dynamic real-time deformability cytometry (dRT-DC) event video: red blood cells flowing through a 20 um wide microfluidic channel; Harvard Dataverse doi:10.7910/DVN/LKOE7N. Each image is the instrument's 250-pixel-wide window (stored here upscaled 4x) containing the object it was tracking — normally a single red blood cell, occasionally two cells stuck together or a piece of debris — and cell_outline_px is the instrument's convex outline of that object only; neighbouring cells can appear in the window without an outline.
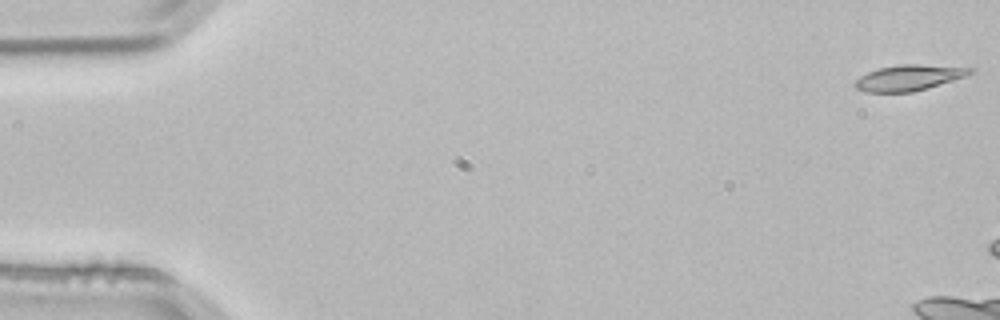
{"species": "common noctule bat (a hibernating species)", "species_latin": "Nyctalus noctula", "temperature_condition": "room temperature", "stored_images_in_passage": 3, "camera_frame_rate_fps": 3000, "um_per_image_px": 0.085, "animal": {"sex": "male", "body_mass_g": 21.5, "forearm_length_mm": 52.0}, "frame": {"image": 1, "passage_image": 1, "time_ms": 0.0, "image_size_px": [1000, 320], "cell_outline_px": [[972, 72], [964, 76], [912, 92], [864, 92], [856, 88], [852, 84], [860, 76], [868, 72], [880, 68], [900, 64], [916, 64], [972, 68]], "centroid_in_image_um": [77.15, 6.61], "position_along_channel_um": 7.8, "area_um2": 16.82}}